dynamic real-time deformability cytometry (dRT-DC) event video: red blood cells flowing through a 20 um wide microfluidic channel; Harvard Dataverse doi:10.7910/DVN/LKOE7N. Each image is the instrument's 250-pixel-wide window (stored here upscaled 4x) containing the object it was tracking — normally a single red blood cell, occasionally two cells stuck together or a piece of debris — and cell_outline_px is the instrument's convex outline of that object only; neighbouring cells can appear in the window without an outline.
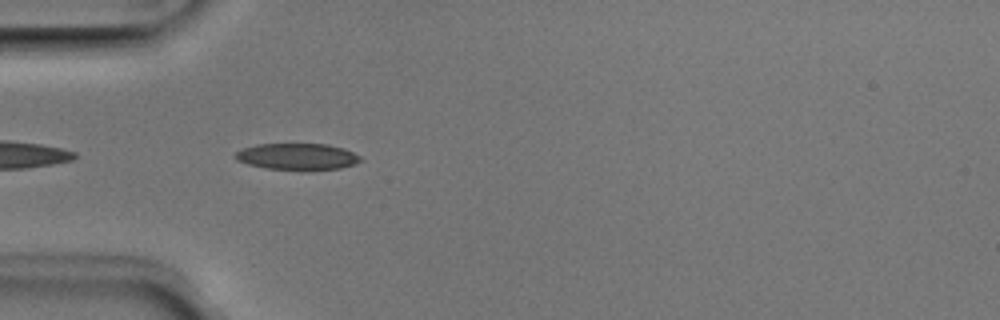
{"species": "Egyptian fruit bat (a non-hibernating species)", "species_latin": "Rousettus aegyptiacus", "temperature_condition": "room temperature", "stored_images_in_passage": 30, "camera_frame_rate_fps": 3000, "um_per_image_px": 0.085, "animal": {"sex": "male"}, "frame": {"image": 1, "passage_image": 2, "time_ms": 0.333, "image_size_px": [1000, 320], "cell_outline_px": [[364, 160], [340, 168], [268, 168], [248, 164], [236, 160], [232, 156], [236, 152], [244, 148], [256, 144], [328, 144], [344, 148], [360, 156]], "centroid_in_image_um": [25.25, 13.27], "position_along_channel_um": 59.8, "area_um2": 18.73}}
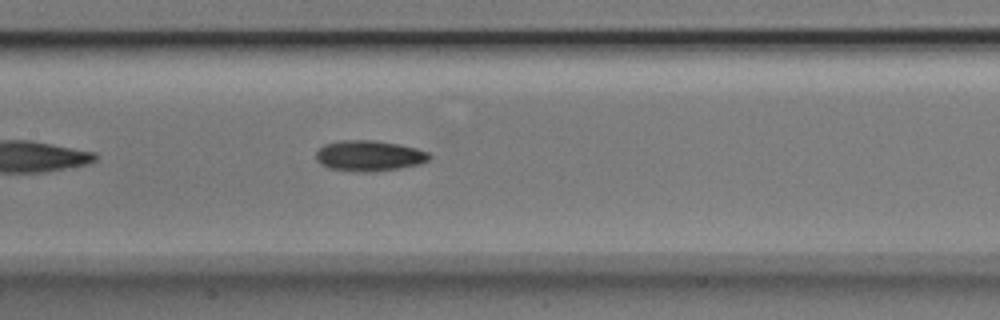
{"frame": {"image": 2, "passage_image": 11, "time_ms": 3.333, "image_size_px": [1000, 320], "cell_outline_px": [[432, 156], [428, 160], [420, 164], [400, 168], [376, 172], [364, 172], [328, 168], [320, 164], [316, 160], [316, 152], [324, 144], [340, 140], [376, 140], [400, 144], [416, 148], [428, 152]], "centroid_in_image_um": [31.38, 13.24], "position_along_channel_um": 176.0, "area_um2": 20.46}}
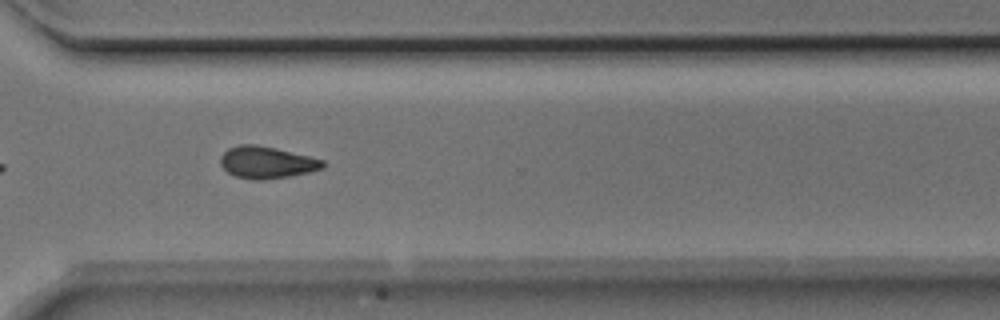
{"frame": {"image": 3, "passage_image": 24, "time_ms": 7.667, "image_size_px": [1000, 320], "cell_outline_px": [[328, 164], [324, 168], [308, 172], [288, 176], [260, 180], [256, 180], [236, 176], [228, 172], [220, 164], [220, 156], [228, 148], [240, 144], [256, 144], [276, 148], [324, 160]], "centroid_in_image_um": [22.68, 13.79], "position_along_channel_um": 347.9, "area_um2": 19.02}, "authors_computed_cell_mechanics": {"area_um2": 19.1607, "velocity_mm_per_s": 3.9781, "shape_relaxation_time_tau1_ms": 5.6408, "shape_relaxation_time_tau2_ms": null, "deformation_change_tau1": 0.1196, "deformation_change_tau2": null}}